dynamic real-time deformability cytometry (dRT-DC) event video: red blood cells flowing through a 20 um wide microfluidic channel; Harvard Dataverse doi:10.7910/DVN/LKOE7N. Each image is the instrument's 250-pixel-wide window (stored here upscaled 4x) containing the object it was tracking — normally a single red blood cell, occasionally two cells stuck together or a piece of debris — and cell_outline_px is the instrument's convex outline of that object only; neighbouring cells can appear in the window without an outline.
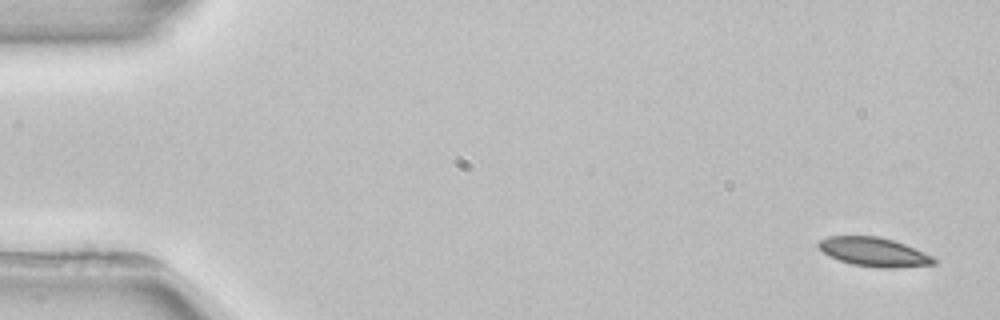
{"species": "common noctule bat (a hibernating species)", "species_latin": "Nyctalus noctula", "temperature_condition": "room temperature", "stored_images_in_passage": 4, "camera_frame_rate_fps": 3000, "um_per_image_px": 0.085, "animal": {"sex": "female", "body_mass_g": 22.7, "forearm_length_mm": 54.2}, "frame": {"image": 1, "passage_image": 1, "time_ms": 0.0, "image_size_px": [1000, 320], "cell_outline_px": [[936, 264], [896, 268], [880, 268], [852, 264], [840, 260], [824, 252], [816, 244], [820, 240], [828, 236], [880, 236], [904, 244], [924, 252], [932, 256], [936, 260]], "centroid_in_image_um": [74.31, 21.42], "position_along_channel_um": 10.7, "area_um2": 19.31}}